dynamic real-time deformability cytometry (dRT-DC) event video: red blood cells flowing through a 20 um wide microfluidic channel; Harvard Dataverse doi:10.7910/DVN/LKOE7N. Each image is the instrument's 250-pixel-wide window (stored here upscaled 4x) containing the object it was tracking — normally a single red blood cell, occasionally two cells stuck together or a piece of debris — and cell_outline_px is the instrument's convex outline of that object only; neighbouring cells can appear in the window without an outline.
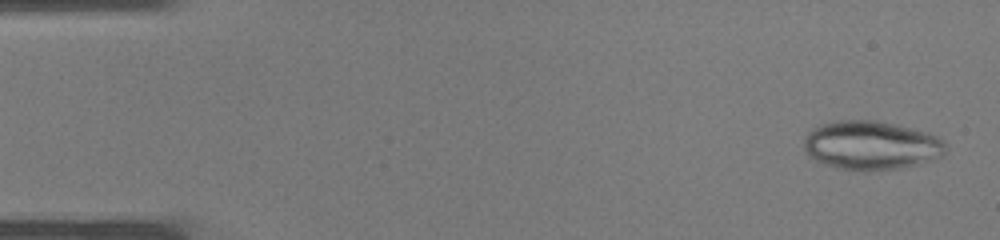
{"species": "common noctule bat (a hibernating species)", "species_latin": "Nyctalus noctula", "temperature_condition": "warm", "stored_images_in_passage": 37, "camera_frame_rate_fps": 3000, "um_per_image_px": 0.085, "animal": {"sex": "male", "body_mass_g": 19.0, "forearm_length_mm": 50.8}, "frame": {"image": 1, "passage_image": 2, "time_ms": 0.333, "image_size_px": [1000, 240], "cell_outline_px": [[944, 152], [936, 160], [900, 168], [864, 172], [836, 168], [824, 164], [808, 156], [804, 148], [804, 136], [812, 128], [836, 120], [876, 120], [908, 128], [936, 136], [944, 140]], "centroid_in_image_um": [74.0, 12.38], "position_along_channel_um": 11.0, "area_um2": 40.4}}
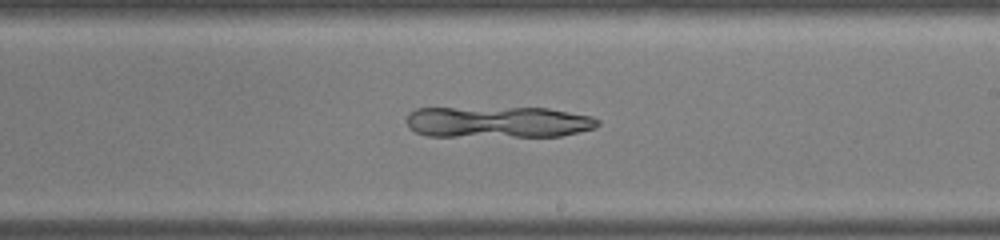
{"frame": {"image": 2, "passage_image": 22, "time_ms": 7.0, "image_size_px": [1000, 240], "cell_outline_px": [[600, 124], [596, 128], [560, 136], [428, 136], [416, 132], [408, 128], [408, 112], [416, 108], [548, 108], [592, 116], [600, 120]], "centroid_in_image_um": [42.36, 10.37], "position_along_channel_um": 246.6, "area_um2": 35.03}}
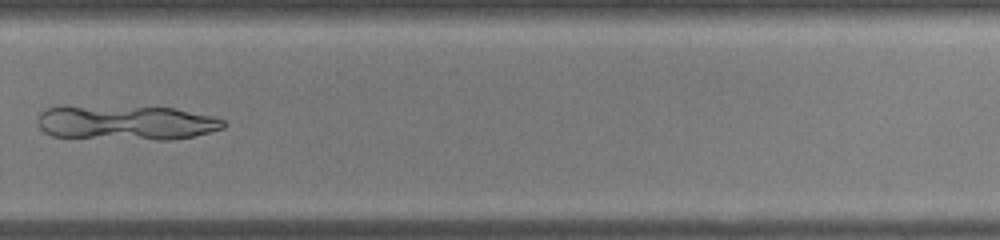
{"frame": {"image": 3, "passage_image": 26, "time_ms": 8.333, "image_size_px": [1000, 240], "cell_outline_px": [[224, 128], [192, 136], [172, 140], [156, 140], [52, 136], [44, 132], [40, 128], [36, 120], [40, 112], [44, 108], [176, 108], [212, 116], [224, 120]], "centroid_in_image_um": [10.76, 10.47], "position_along_channel_um": 319.0, "area_um2": 36.53}}